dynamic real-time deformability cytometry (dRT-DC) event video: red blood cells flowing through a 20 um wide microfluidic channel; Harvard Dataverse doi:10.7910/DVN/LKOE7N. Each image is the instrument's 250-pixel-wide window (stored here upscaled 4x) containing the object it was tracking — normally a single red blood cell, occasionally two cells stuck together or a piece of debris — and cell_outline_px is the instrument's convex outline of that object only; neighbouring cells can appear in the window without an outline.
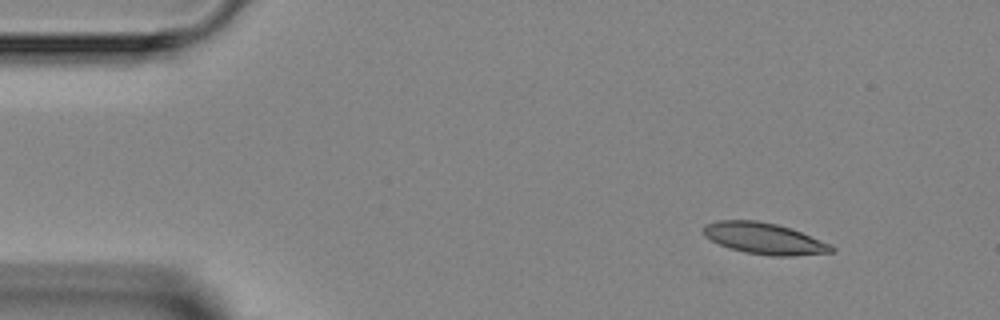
{"species": "Egyptian fruit bat (a non-hibernating species)", "species_latin": "Rousettus aegyptiacus", "temperature_condition": "room temperature", "stored_images_in_passage": 4, "segment_of_instrument_passage": [1, 2], "camera_frame_rate_fps": 3000, "um_per_image_px": 0.085, "animal": {"sex": "female"}, "frame": {"image": 1, "passage_image": 1, "time_ms": 0.0, "image_size_px": [1000, 320], "cell_outline_px": [[836, 252], [792, 256], [772, 256], [744, 252], [728, 248], [704, 236], [704, 224], [716, 220], [756, 220], [776, 224], [792, 228], [832, 244], [836, 248]], "centroid_in_image_um": [65.01, 20.27], "position_along_channel_um": 20.0, "area_um2": 23.64}}